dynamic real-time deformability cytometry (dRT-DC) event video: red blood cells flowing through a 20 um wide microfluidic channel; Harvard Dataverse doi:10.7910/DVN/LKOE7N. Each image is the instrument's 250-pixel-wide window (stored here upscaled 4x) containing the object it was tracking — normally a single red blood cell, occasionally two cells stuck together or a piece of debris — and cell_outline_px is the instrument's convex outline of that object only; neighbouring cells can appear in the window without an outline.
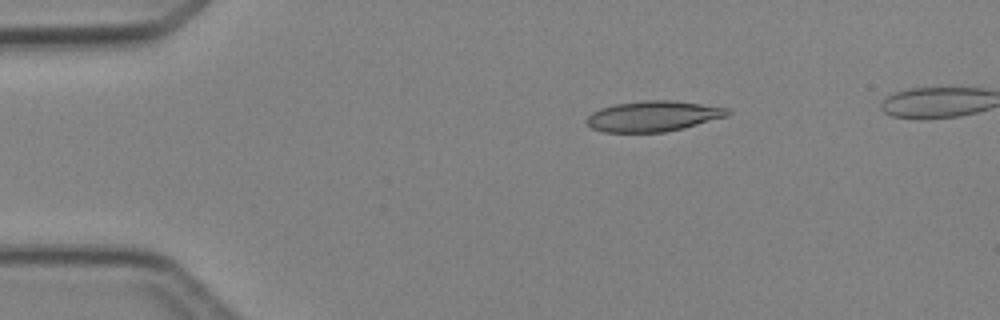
{"species": "Egyptian fruit bat (a non-hibernating species)", "species_latin": "Rousettus aegyptiacus", "temperature_condition": "cold", "stored_images_in_passage": 4, "camera_frame_rate_fps": 3000, "um_per_image_px": 0.085, "animal": {"sex": "female"}, "frame": {"image": 1, "passage_image": 1, "time_ms": 0.0, "image_size_px": [1000, 320], "cell_outline_px": [[732, 112], [728, 116], [684, 128], [664, 132], [604, 132], [592, 128], [584, 120], [592, 112], [600, 108], [616, 104], [644, 100], [672, 100], [728, 108]], "centroid_in_image_um": [55.52, 9.87], "position_along_channel_um": 29.5, "area_um2": 25.09}}
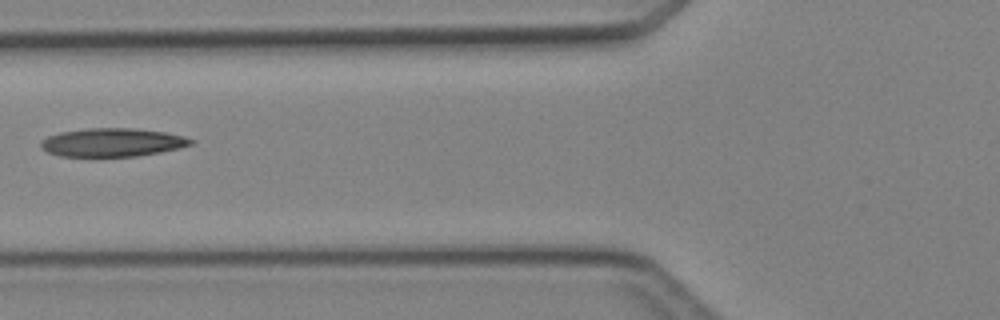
{"frame": {"image": 2, "passage_image": 4, "time_ms": 3.333, "image_size_px": [1000, 320], "cell_outline_px": [[196, 140], [192, 144], [180, 148], [160, 152], [136, 156], [60, 156], [48, 152], [40, 148], [40, 140], [48, 136], [60, 132], [88, 128], [132, 128], [164, 132], [184, 136]], "centroid_in_image_um": [9.54, 12.1], "position_along_channel_um": 116.3, "area_um2": 24.85}}